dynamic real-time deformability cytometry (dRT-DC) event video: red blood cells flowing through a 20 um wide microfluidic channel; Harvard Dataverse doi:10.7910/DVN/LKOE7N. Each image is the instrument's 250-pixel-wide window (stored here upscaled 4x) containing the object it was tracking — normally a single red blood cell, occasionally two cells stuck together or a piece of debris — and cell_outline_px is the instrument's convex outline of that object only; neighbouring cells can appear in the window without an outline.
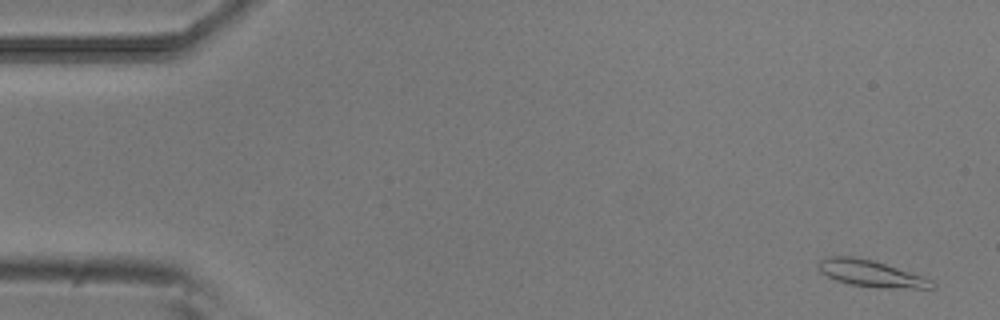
{"species": "common noctule bat (a hibernating species)", "species_latin": "Nyctalus noctula", "temperature_condition": "room temperature", "stored_images_in_passage": 53, "camera_frame_rate_fps": 3000, "um_per_image_px": 0.085, "animal": {"sex": "male", "body_mass_g": 20.5, "forearm_length_mm": 52.5}, "frame": {"image": 1, "passage_image": 3, "time_ms": 0.667, "image_size_px": [1000, 320], "cell_outline_px": [[936, 288], [876, 288], [848, 284], [836, 280], [820, 272], [816, 268], [820, 260], [824, 256], [852, 256], [872, 260], [924, 276], [932, 280], [936, 284]], "centroid_in_image_um": [74.02, 23.25], "position_along_channel_um": 11.0, "area_um2": 17.8}}
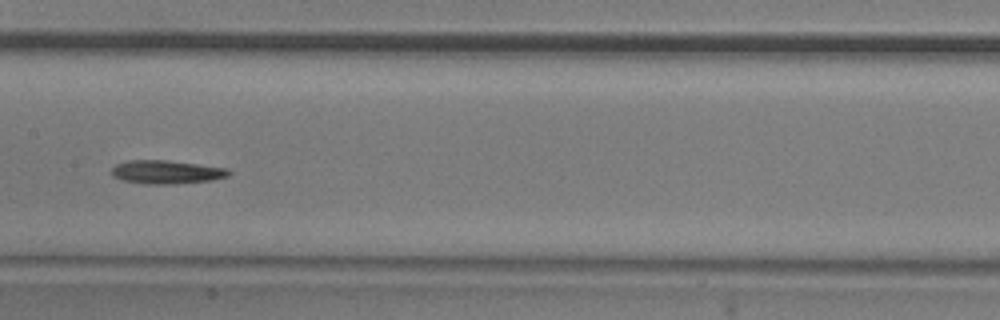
{"frame": {"image": 2, "passage_image": 27, "time_ms": 8.667, "image_size_px": [1000, 320], "cell_outline_px": [[232, 172], [228, 176], [212, 180], [176, 184], [144, 184], [124, 180], [112, 176], [112, 168], [116, 164], [128, 160], [164, 160], [228, 168]], "centroid_in_image_um": [14.16, 14.63], "position_along_channel_um": 193.2, "area_um2": 16.01}}
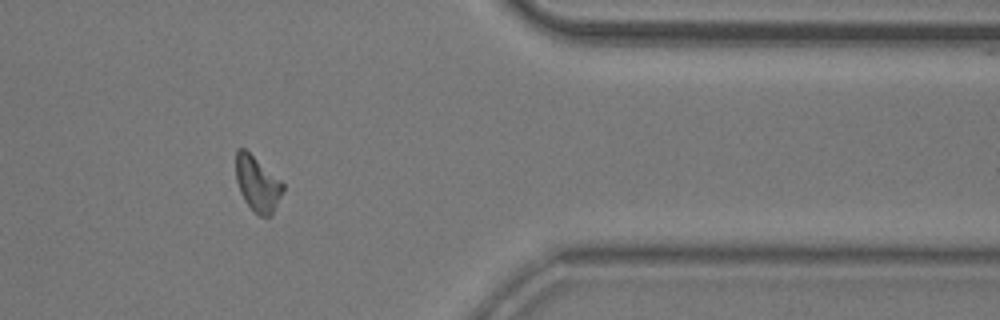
{"frame": {"image": 3, "passage_image": 44, "time_ms": 14.333, "image_size_px": [1000, 320], "cell_outline_px": [[284, 188], [272, 212], [268, 216], [260, 216], [244, 200], [240, 192], [236, 180], [236, 148], [244, 148], [280, 180], [284, 184]], "centroid_in_image_um": [21.85, 15.59], "position_along_channel_um": 389.6, "area_um2": 14.62}}